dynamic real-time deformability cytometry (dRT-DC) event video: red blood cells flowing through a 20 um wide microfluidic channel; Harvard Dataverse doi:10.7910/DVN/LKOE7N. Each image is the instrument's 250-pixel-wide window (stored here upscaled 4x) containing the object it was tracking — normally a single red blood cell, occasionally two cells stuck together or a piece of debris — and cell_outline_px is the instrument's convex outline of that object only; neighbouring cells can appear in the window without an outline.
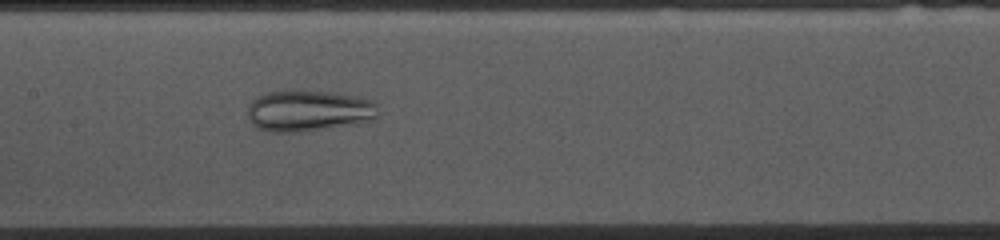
{"species": "common noctule bat (a hibernating species)", "species_latin": "Nyctalus noctula", "temperature_condition": "cold", "stored_images_in_passage": 53, "camera_frame_rate_fps": 3000, "um_per_image_px": 0.085, "animal": {"sex": "female", "body_mass_g": 10.0, "forearm_length_mm": 53.1}, "frame": {"image": 1, "passage_image": 24, "time_ms": 7.667, "image_size_px": [1000, 240], "cell_outline_px": [[376, 116], [372, 120], [356, 124], [300, 132], [272, 132], [256, 128], [252, 124], [248, 116], [248, 104], [256, 96], [268, 92], [332, 92], [356, 96], [372, 100], [376, 104]], "centroid_in_image_um": [26.21, 9.44], "position_along_channel_um": 181.2, "area_um2": 31.1}}
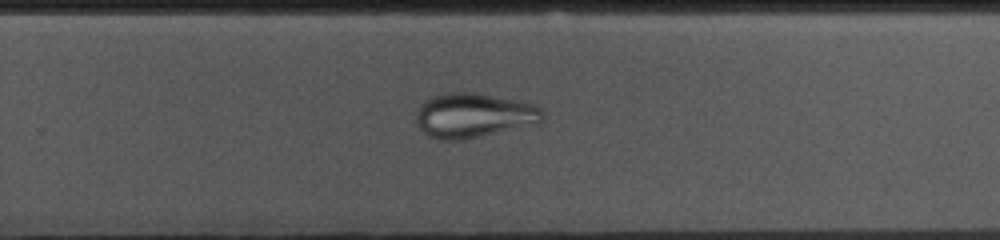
{"frame": {"image": 2, "passage_image": 33, "time_ms": 10.667, "image_size_px": [1000, 240], "cell_outline_px": [[544, 120], [540, 124], [460, 140], [440, 140], [428, 136], [420, 128], [416, 120], [416, 112], [424, 100], [432, 96], [452, 92], [476, 92], [536, 104], [544, 112]], "centroid_in_image_um": [40.3, 9.81], "position_along_channel_um": 289.5, "area_um2": 33.18}}
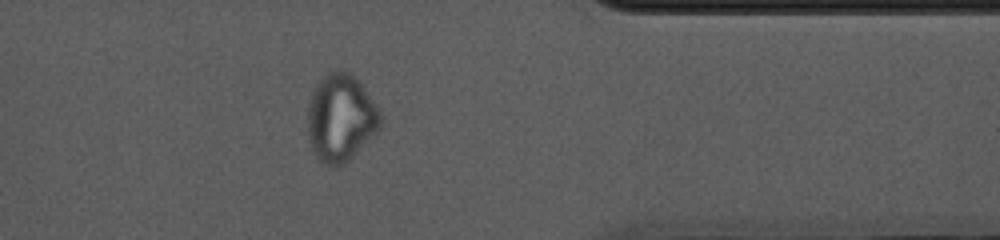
{"frame": {"image": 3, "passage_image": 42, "time_ms": 13.667, "image_size_px": [1000, 240], "cell_outline_px": [[384, 120], [376, 132], [344, 164], [324, 164], [316, 156], [308, 140], [308, 104], [312, 92], [316, 84], [328, 72], [340, 68], [348, 72], [364, 88], [376, 104]], "centroid_in_image_um": [28.95, 9.99], "position_along_channel_um": 382.4, "area_um2": 36.7}}